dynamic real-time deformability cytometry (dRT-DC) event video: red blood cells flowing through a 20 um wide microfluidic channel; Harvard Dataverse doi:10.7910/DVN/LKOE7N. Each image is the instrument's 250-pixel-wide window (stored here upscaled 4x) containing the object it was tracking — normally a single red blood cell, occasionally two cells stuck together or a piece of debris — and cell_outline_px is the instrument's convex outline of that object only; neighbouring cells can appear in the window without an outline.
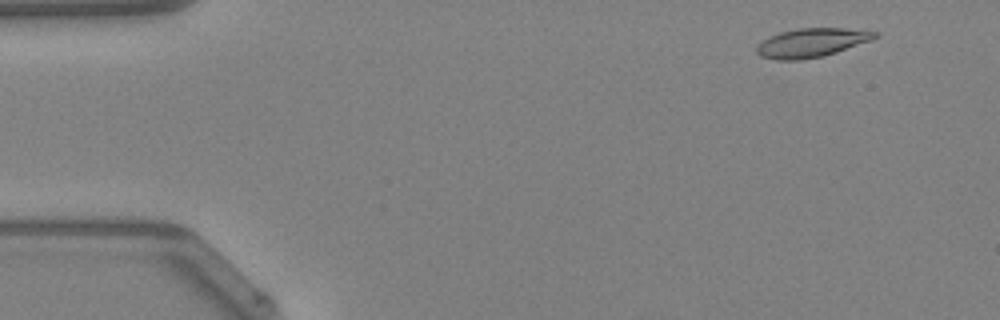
{"species": "Egyptian fruit bat (a non-hibernating species)", "species_latin": "Rousettus aegyptiacus", "temperature_condition": "warm", "stored_images_in_passage": 12, "camera_frame_rate_fps": 3000, "um_per_image_px": 0.085, "animal": {"sex": "female"}, "frame": {"image": 1, "passage_image": 3, "time_ms": 0.667, "image_size_px": [1000, 320], "cell_outline_px": [[880, 36], [872, 40], [836, 52], [820, 56], [800, 60], [776, 60], [760, 56], [756, 52], [756, 48], [768, 36], [780, 32], [800, 28], [844, 28], [880, 32]], "centroid_in_image_um": [69.0, 3.62], "position_along_channel_um": 16.0, "area_um2": 19.83}}